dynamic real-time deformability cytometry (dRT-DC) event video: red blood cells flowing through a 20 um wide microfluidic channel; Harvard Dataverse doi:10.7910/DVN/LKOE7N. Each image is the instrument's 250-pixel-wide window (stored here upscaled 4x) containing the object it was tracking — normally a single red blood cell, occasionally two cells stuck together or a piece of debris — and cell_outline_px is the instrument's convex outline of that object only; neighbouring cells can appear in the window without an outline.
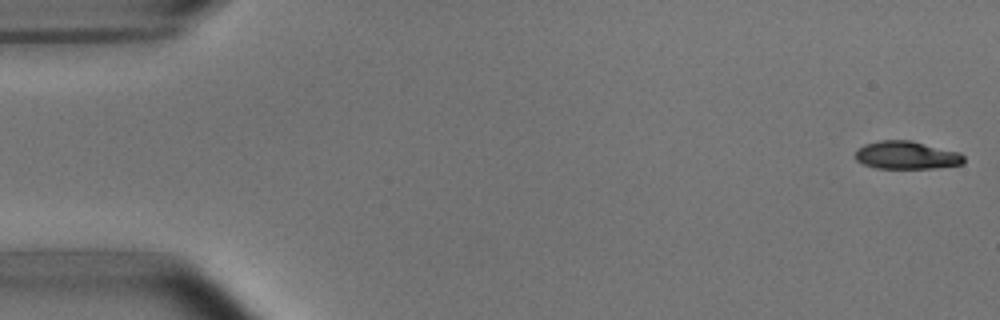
{"species": "common noctule bat (a hibernating species)", "species_latin": "Nyctalus noctula", "temperature_condition": "room temperature", "stored_images_in_passage": 52, "camera_frame_rate_fps": 3000, "um_per_image_px": 0.085, "animal": {"sex": "male", "body_mass_g": 15.6}, "frame": {"image": 1, "passage_image": 1, "time_ms": 0.0, "image_size_px": [1000, 320], "cell_outline_px": [[964, 164], [936, 168], [876, 168], [864, 164], [856, 160], [856, 152], [864, 144], [880, 140], [912, 140], [960, 152], [964, 156]], "centroid_in_image_um": [77.1, 13.19], "position_along_channel_um": 7.9, "area_um2": 17.74}}
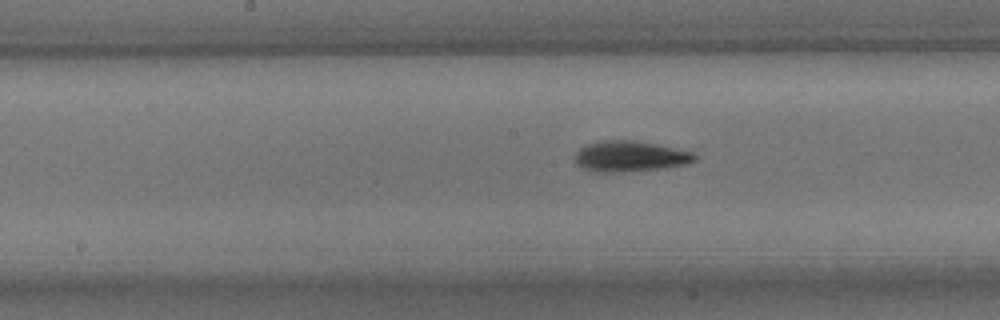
{"frame": {"image": 2, "passage_image": 26, "time_ms": 8.333, "image_size_px": [1000, 320], "cell_outline_px": [[700, 156], [696, 160], [688, 164], [664, 168], [624, 172], [592, 172], [576, 164], [576, 152], [580, 148], [588, 144], [600, 140], [632, 140], [656, 144], [696, 152]], "centroid_in_image_um": [53.62, 13.29], "position_along_channel_um": 194.6, "area_um2": 21.73}}
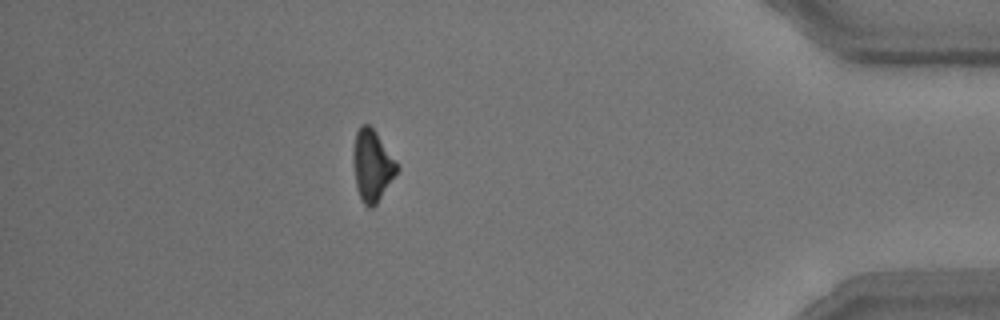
{"frame": {"image": 3, "passage_image": 46, "time_ms": 15.0, "image_size_px": [1000, 320], "cell_outline_px": [[400, 168], [376, 204], [372, 208], [368, 208], [364, 204], [356, 188], [352, 156], [352, 152], [356, 132], [360, 124], [368, 124], [376, 132], [396, 160]], "centroid_in_image_um": [31.62, 14.05], "position_along_channel_um": 403.6, "area_um2": 18.26}, "authors_computed_cell_mechanics": {"area_um2": 19.3919, "velocity_mm_per_s": 3.8084, "shape_relaxation_time_tau1_ms": 2.2156, "shape_relaxation_time_tau2_ms": 5.9792, "deformation_change_tau1": 0.1215, "deformation_change_tau2": 0.1329}}